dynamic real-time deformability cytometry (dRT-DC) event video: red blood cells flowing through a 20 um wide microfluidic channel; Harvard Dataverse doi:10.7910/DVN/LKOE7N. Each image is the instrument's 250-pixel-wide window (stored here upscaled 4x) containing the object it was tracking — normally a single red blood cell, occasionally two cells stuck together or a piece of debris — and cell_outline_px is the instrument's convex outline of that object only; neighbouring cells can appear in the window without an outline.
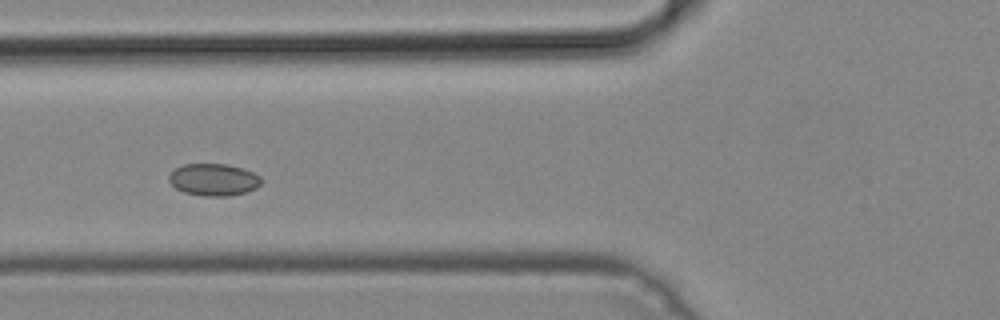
{"species": "common noctule bat (a hibernating species)", "species_latin": "Nyctalus noctula", "temperature_condition": "cold", "stored_images_in_passage": 25, "camera_frame_rate_fps": 3000, "um_per_image_px": 0.085, "animal": {"sex": "male", "body_mass_g": 19.2, "forearm_length_mm": 51.8}, "frame": {"image": 1, "passage_image": 5, "time_ms": 1.333, "image_size_px": [1000, 320], "cell_outline_px": [[260, 184], [256, 188], [244, 192], [228, 196], [204, 196], [184, 192], [176, 188], [168, 180], [168, 176], [176, 168], [184, 164], [228, 164], [244, 168], [260, 176]], "centroid_in_image_um": [18.15, 15.26], "position_along_channel_um": 107.6, "area_um2": 17.17}}
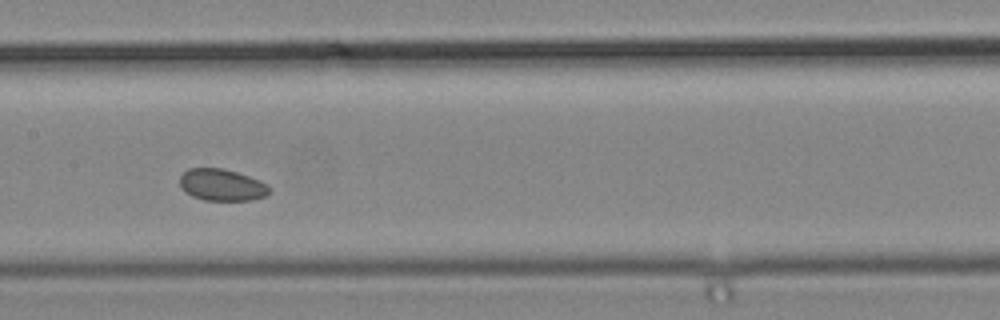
{"frame": {"image": 2, "passage_image": 11, "time_ms": 3.333, "image_size_px": [1000, 320], "cell_outline_px": [[268, 192], [264, 196], [252, 200], [204, 200], [192, 196], [184, 192], [180, 188], [180, 176], [188, 168], [220, 168], [236, 172], [248, 176], [268, 184]], "centroid_in_image_um": [18.8, 15.72], "position_along_channel_um": 188.6, "area_um2": 16.47}}
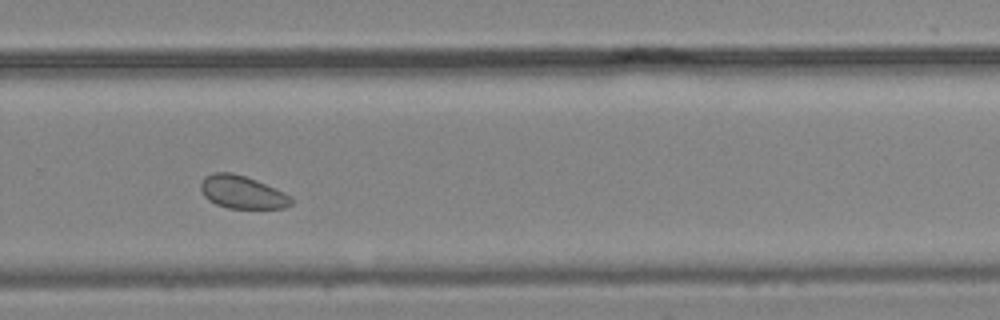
{"frame": {"image": 3, "passage_image": 20, "time_ms": 6.333, "image_size_px": [1000, 320], "cell_outline_px": [[292, 204], [284, 208], [228, 208], [216, 204], [208, 200], [204, 196], [200, 188], [200, 184], [204, 176], [212, 172], [232, 172], [256, 180], [284, 192], [292, 196]], "centroid_in_image_um": [20.57, 16.33], "position_along_channel_um": 309.2, "area_um2": 17.4}}